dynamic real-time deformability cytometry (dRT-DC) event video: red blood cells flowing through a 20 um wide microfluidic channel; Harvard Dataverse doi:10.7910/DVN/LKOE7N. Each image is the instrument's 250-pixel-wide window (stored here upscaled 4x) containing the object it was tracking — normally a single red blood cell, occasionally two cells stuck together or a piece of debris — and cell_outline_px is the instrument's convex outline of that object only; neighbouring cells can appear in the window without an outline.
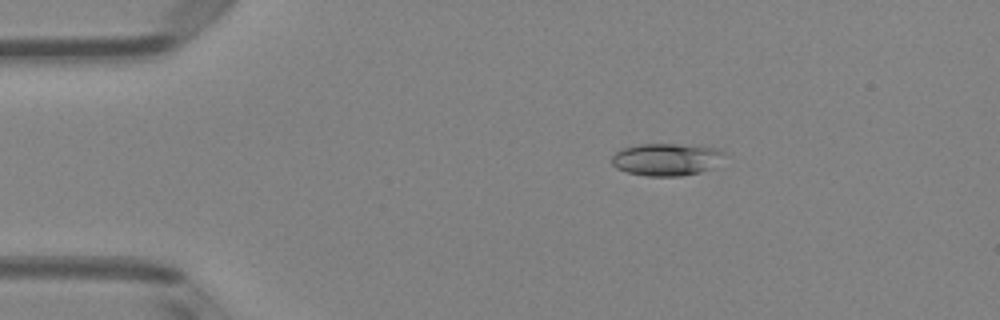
{"species": "Egyptian fruit bat (a non-hibernating species)", "species_latin": "Rousettus aegyptiacus", "temperature_condition": "room temperature", "stored_images_in_passage": 42, "camera_frame_rate_fps": 3000, "um_per_image_px": 0.085, "animal": {"sex": "female"}, "frame": {"image": 1, "passage_image": 1, "time_ms": 0.0, "image_size_px": [1000, 320], "cell_outline_px": [[728, 152], [708, 168], [700, 172], [680, 176], [648, 176], [628, 172], [616, 168], [612, 164], [612, 156], [620, 148], [640, 144], [676, 144], [720, 148]], "centroid_in_image_um": [56.61, 13.53], "position_along_channel_um": 28.4, "area_um2": 21.04}}
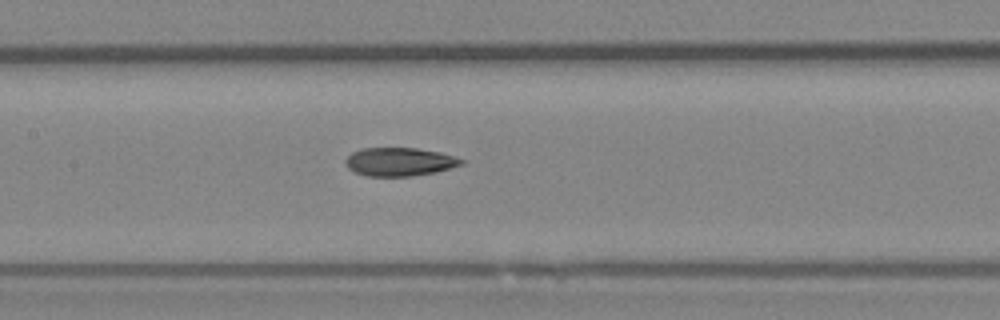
{"frame": {"image": 2, "passage_image": 16, "time_ms": 5.0, "image_size_px": [1000, 320], "cell_outline_px": [[464, 164], [436, 172], [412, 176], [368, 176], [356, 172], [348, 168], [344, 160], [352, 152], [360, 148], [416, 148], [440, 152], [456, 156], [464, 160]], "centroid_in_image_um": [33.98, 13.74], "position_along_channel_um": 173.4, "area_um2": 19.25}}
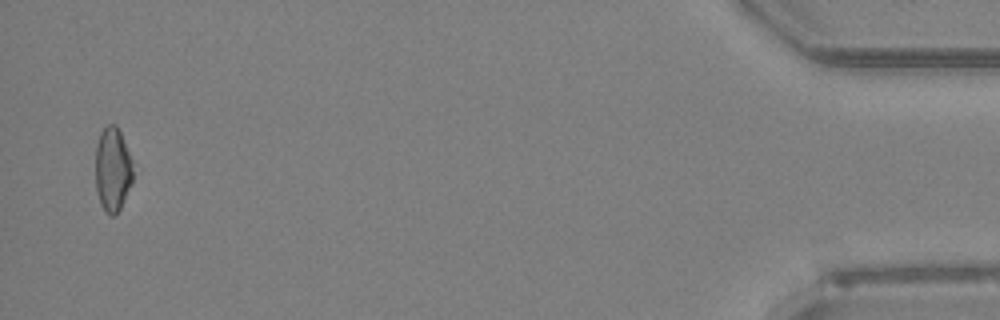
{"frame": {"image": 3, "passage_image": 41, "time_ms": 13.333, "image_size_px": [1000, 320], "cell_outline_px": [[132, 184], [120, 208], [112, 216], [108, 216], [104, 212], [100, 204], [96, 192], [96, 144], [100, 132], [108, 124], [116, 124], [120, 132], [132, 160]], "centroid_in_image_um": [9.56, 14.42], "position_along_channel_um": 425.6, "area_um2": 18.5}, "authors_computed_cell_mechanics": {"area_um2": 19.5653, "velocity_mm_per_s": 4.0482, "shape_relaxation_time_tau1_ms": null, "shape_relaxation_time_tau2_ms": 3.2544, "deformation_change_tau1": null, "deformation_change_tau2": 0.1229}}